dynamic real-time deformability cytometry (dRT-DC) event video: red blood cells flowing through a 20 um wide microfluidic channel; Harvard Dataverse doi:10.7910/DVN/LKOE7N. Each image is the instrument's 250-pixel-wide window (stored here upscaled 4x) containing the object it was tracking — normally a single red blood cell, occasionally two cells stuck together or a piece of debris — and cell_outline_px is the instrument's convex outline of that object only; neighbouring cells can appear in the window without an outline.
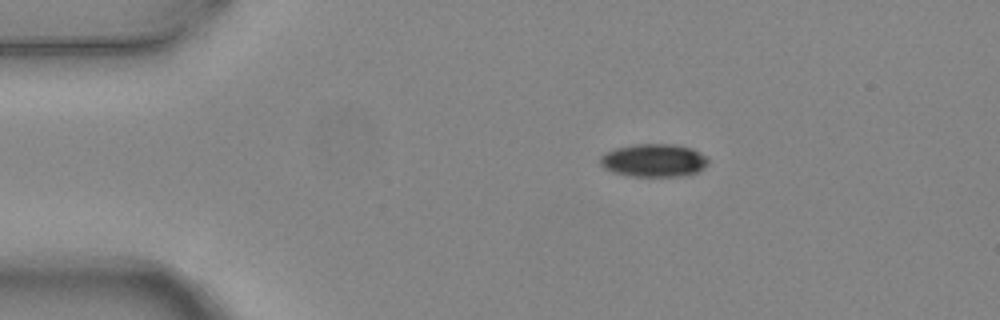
{"species": "common noctule bat (a hibernating species)", "species_latin": "Nyctalus noctula", "temperature_condition": "warm", "stored_images_in_passage": 7, "camera_frame_rate_fps": 3000, "um_per_image_px": 0.085, "animal": {"sex": "female", "body_mass_g": 24.6, "forearm_length_mm": 56.2}, "frame": {"image": 1, "passage_image": 1, "time_ms": 0.0, "image_size_px": [1000, 320], "cell_outline_px": [[708, 164], [704, 168], [696, 172], [684, 176], [632, 176], [612, 172], [604, 168], [600, 164], [600, 156], [604, 152], [616, 148], [636, 144], [676, 144], [692, 148], [700, 152], [708, 160]], "centroid_in_image_um": [55.56, 13.63], "position_along_channel_um": 29.4, "area_um2": 20.87}}
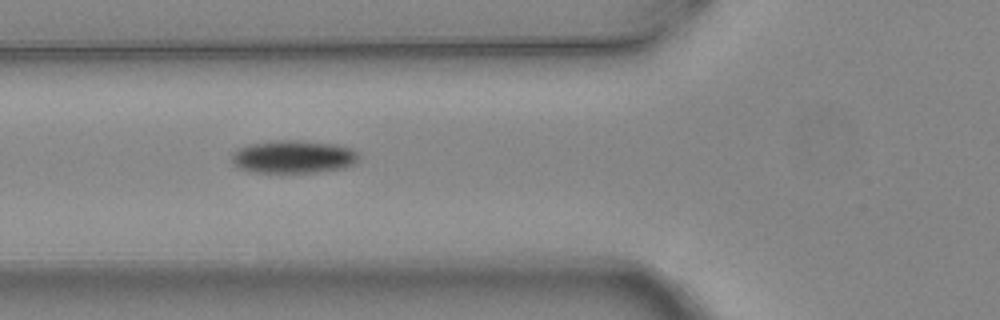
{"frame": {"image": 2, "passage_image": 4, "time_ms": 1.0, "image_size_px": [1000, 320], "cell_outline_px": [[356, 160], [352, 164], [344, 168], [316, 172], [256, 172], [240, 168], [232, 160], [232, 156], [240, 148], [252, 144], [276, 140], [300, 140], [336, 144], [348, 148], [356, 152]], "centroid_in_image_um": [24.95, 13.32], "position_along_channel_um": 100.9, "area_um2": 23.76}}
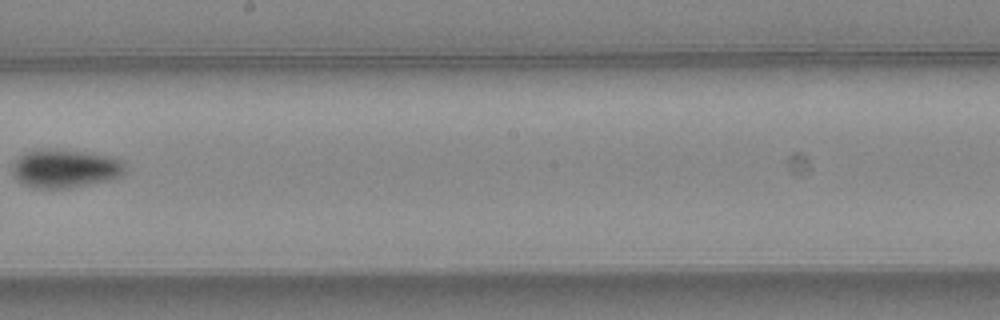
{"frame": {"image": 3, "passage_image": 7, "time_ms": 2.0, "image_size_px": [1000, 320], "cell_outline_px": [[124, 172], [120, 176], [108, 180], [68, 188], [36, 188], [24, 184], [16, 180], [12, 176], [12, 164], [24, 152], [44, 148], [52, 148], [92, 152], [112, 156], [124, 160]], "centroid_in_image_um": [5.52, 14.3], "position_along_channel_um": 242.7, "area_um2": 25.66}}